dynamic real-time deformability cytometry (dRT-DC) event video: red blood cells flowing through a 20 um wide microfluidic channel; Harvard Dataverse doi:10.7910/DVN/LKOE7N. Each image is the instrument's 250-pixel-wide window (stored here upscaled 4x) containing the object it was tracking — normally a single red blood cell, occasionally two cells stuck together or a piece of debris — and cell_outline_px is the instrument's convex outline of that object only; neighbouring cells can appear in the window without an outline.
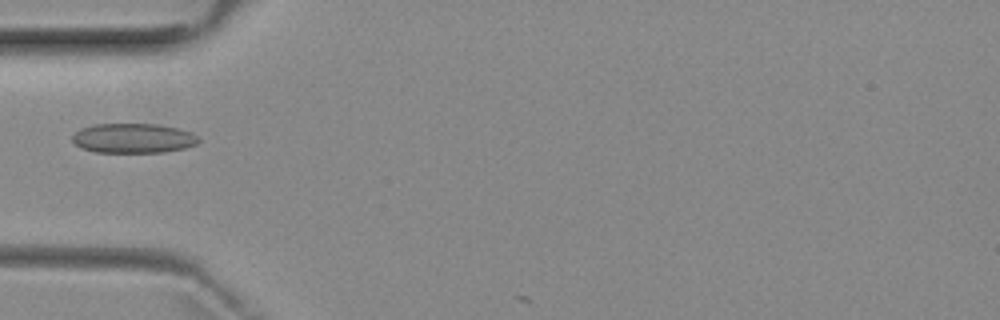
{"species": "common noctule bat (a hibernating species)", "species_latin": "Nyctalus noctula", "temperature_condition": "room temperature", "stored_images_in_passage": 5, "camera_frame_rate_fps": 3000, "um_per_image_px": 0.085, "animal": {"sex": "female", "body_mass_g": 29.2, "forearm_length_mm": 56.3}, "frame": {"image": 1, "passage_image": 4, "time_ms": 4.667, "image_size_px": [1000, 320], "cell_outline_px": [[200, 140], [196, 144], [184, 148], [164, 152], [96, 152], [84, 148], [76, 144], [72, 140], [72, 136], [80, 128], [96, 124], [156, 124], [176, 128], [192, 132], [200, 136]], "centroid_in_image_um": [11.36, 11.74], "position_along_channel_um": 73.6, "area_um2": 21.73}}